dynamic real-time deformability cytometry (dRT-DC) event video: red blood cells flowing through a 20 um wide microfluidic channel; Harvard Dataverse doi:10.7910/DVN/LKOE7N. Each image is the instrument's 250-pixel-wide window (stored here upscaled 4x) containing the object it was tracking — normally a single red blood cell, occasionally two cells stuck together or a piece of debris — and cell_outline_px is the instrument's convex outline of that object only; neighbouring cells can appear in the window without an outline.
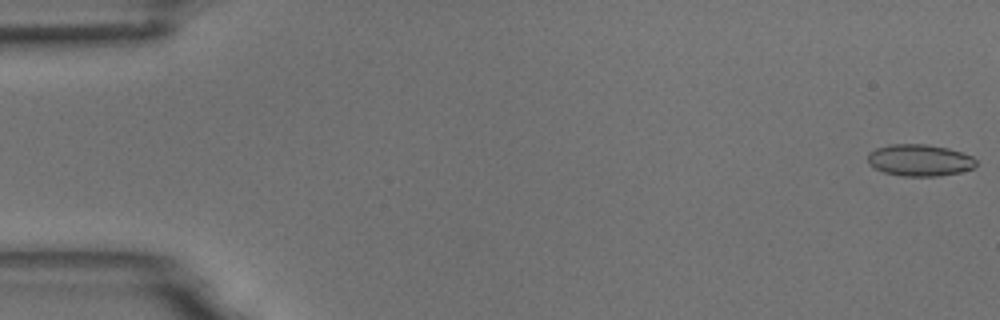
{"species": "common noctule bat (a hibernating species)", "species_latin": "Nyctalus noctula", "temperature_condition": "room temperature", "stored_images_in_passage": 55, "camera_frame_rate_fps": 3000, "um_per_image_px": 0.085, "animal": {"sex": "male", "body_mass_g": 18.8}, "frame": {"image": 1, "passage_image": 1, "time_ms": 0.0, "image_size_px": [1000, 320], "cell_outline_px": [[976, 164], [972, 168], [960, 172], [940, 176], [900, 176], [884, 172], [868, 164], [868, 152], [876, 148], [888, 144], [924, 144], [948, 148], [972, 156], [976, 160]], "centroid_in_image_um": [78.14, 13.62], "position_along_channel_um": 6.9, "area_um2": 20.06}}
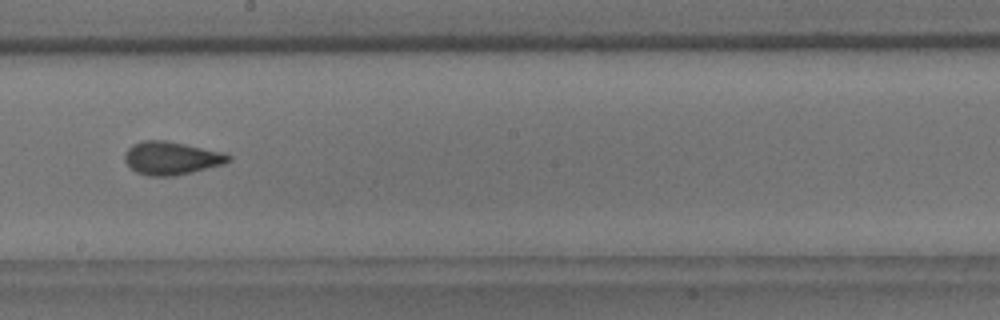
{"frame": {"image": 2, "passage_image": 31, "time_ms": 10.0, "image_size_px": [1000, 320], "cell_outline_px": [[232, 160], [224, 164], [192, 172], [172, 176], [148, 176], [136, 172], [124, 160], [124, 156], [128, 148], [132, 144], [144, 140], [164, 140], [224, 152], [232, 156]], "centroid_in_image_um": [14.58, 13.44], "position_along_channel_um": 233.6, "area_um2": 20.0}}
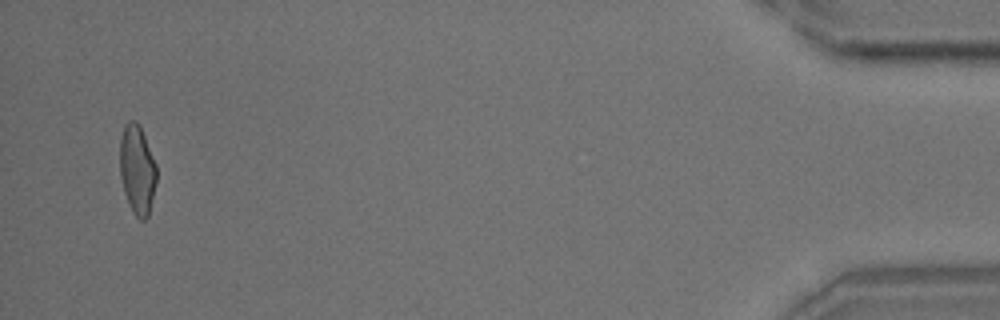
{"frame": {"image": 3, "passage_image": 53, "time_ms": 17.333, "image_size_px": [1000, 320], "cell_outline_px": [[156, 184], [148, 216], [144, 220], [140, 220], [132, 212], [124, 192], [120, 176], [120, 140], [124, 124], [128, 120], [136, 120], [140, 124], [156, 164]], "centroid_in_image_um": [11.66, 14.39], "position_along_channel_um": 423.5, "area_um2": 19.25}, "authors_computed_cell_mechanics": {"area_um2": 19.4208, "velocity_mm_per_s": 3.7128, "shape_relaxation_time_tau1_ms": 8.0319, "shape_relaxation_time_tau2_ms": 1.3693, "deformation_change_tau1": 0.1665, "deformation_change_tau2": 0.0651}}